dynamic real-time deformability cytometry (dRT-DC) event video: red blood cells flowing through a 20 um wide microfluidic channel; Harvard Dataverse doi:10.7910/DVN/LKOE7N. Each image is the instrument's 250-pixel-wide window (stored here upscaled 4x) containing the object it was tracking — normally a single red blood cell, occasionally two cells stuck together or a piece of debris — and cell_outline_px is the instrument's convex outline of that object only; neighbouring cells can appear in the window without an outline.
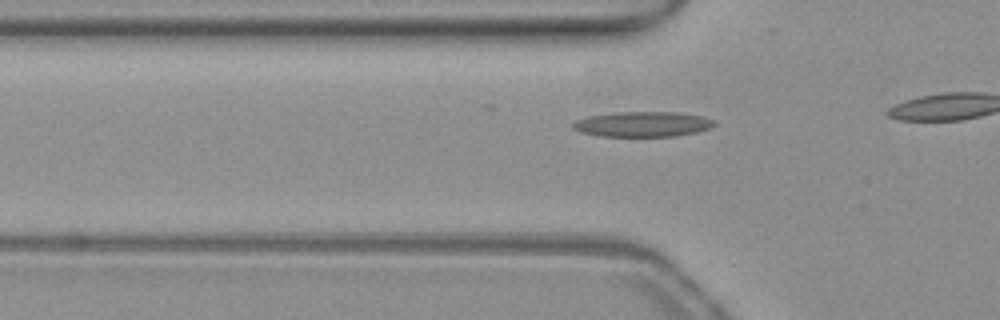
{"species": "common noctule bat (a hibernating species)", "species_latin": "Nyctalus noctula", "temperature_condition": "warm", "stored_images_in_passage": 10, "camera_frame_rate_fps": 3000, "um_per_image_px": 0.085, "animal": {"sex": "female", "body_mass_g": 19.3, "forearm_length_mm": 54.1}, "frame": {"image": 1, "passage_image": 5, "time_ms": 1.333, "image_size_px": [1000, 320], "cell_outline_px": [[716, 124], [708, 128], [696, 132], [676, 136], [600, 136], [580, 132], [572, 128], [572, 124], [576, 120], [588, 116], [616, 112], [680, 112], [700, 116], [716, 120]], "centroid_in_image_um": [54.62, 10.55], "position_along_channel_um": 71.2, "area_um2": 20.75}}
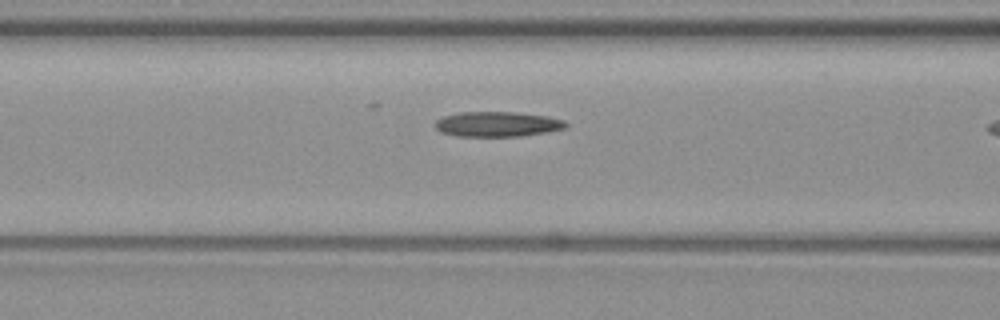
{"frame": {"image": 2, "passage_image": 9, "time_ms": 2.667, "image_size_px": [1000, 320], "cell_outline_px": [[568, 124], [564, 128], [548, 132], [520, 136], [456, 136], [440, 132], [436, 128], [436, 120], [444, 116], [460, 112], [516, 112], [548, 116], [564, 120]], "centroid_in_image_um": [42.29, 10.55], "position_along_channel_um": 124.3, "area_um2": 19.07}}